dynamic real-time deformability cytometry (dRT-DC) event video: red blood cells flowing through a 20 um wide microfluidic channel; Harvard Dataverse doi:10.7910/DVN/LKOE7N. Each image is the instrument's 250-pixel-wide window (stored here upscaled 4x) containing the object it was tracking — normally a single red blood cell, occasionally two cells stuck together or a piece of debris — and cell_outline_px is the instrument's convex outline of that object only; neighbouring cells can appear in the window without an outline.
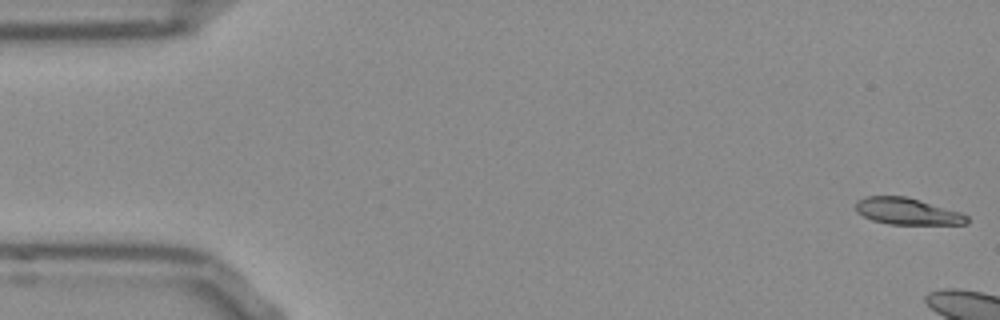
{"species": "Egyptian fruit bat (a non-hibernating species)", "species_latin": "Rousettus aegyptiacus", "temperature_condition": "room temperature", "stored_images_in_passage": 8, "camera_frame_rate_fps": 3000, "um_per_image_px": 0.085, "frame": {"image": 1, "passage_image": 1, "time_ms": 0.0, "image_size_px": [1000, 320], "cell_outline_px": [[968, 224], [888, 224], [872, 220], [856, 212], [856, 200], [864, 196], [908, 196], [960, 212], [968, 216]], "centroid_in_image_um": [77.1, 17.95], "position_along_channel_um": 7.9, "area_um2": 17.34}}